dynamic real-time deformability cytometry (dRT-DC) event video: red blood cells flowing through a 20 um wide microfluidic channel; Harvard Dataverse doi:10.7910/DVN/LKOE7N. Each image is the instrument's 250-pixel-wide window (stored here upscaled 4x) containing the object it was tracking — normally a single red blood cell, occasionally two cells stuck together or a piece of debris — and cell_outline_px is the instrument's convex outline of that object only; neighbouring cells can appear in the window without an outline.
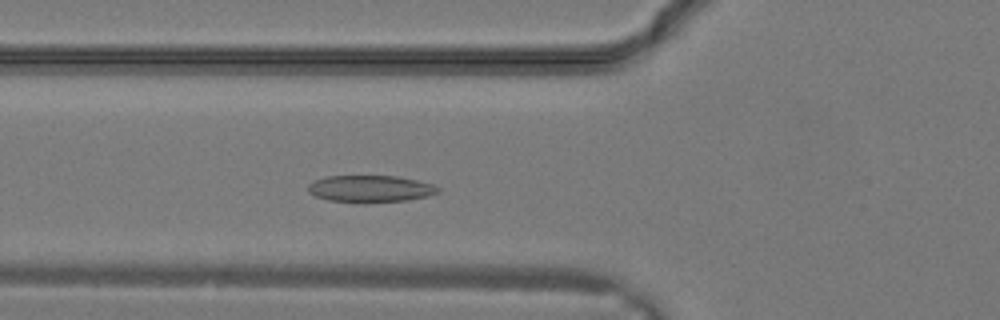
{"species": "common noctule bat (a hibernating species)", "species_latin": "Nyctalus noctula", "temperature_condition": "warm", "stored_images_in_passage": 17, "camera_frame_rate_fps": 3000, "um_per_image_px": 0.085, "animal": {"sex": "male", "body_mass_g": 19.2, "forearm_length_mm": 51.8}, "frame": {"image": 1, "passage_image": 9, "time_ms": 2.667, "image_size_px": [1000, 320], "cell_outline_px": [[440, 192], [428, 196], [408, 200], [328, 200], [316, 196], [308, 192], [308, 184], [312, 180], [328, 176], [396, 176], [416, 180], [432, 184], [440, 188]], "centroid_in_image_um": [31.48, 16.0], "position_along_channel_um": 94.3, "area_um2": 19.59}}
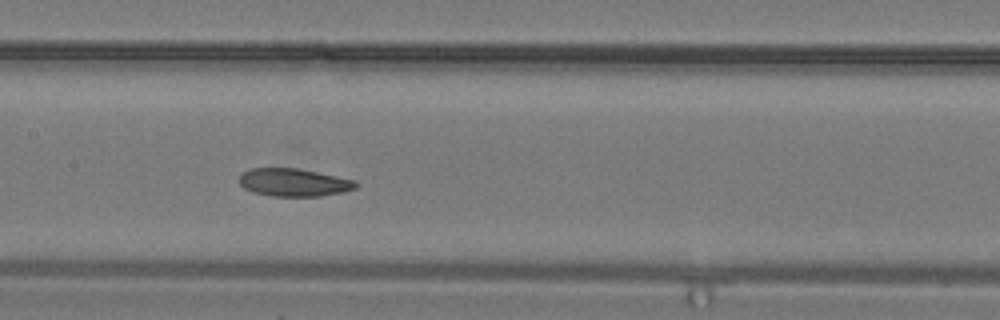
{"frame": {"image": 2, "passage_image": 13, "time_ms": 4.0, "image_size_px": [1000, 320], "cell_outline_px": [[360, 184], [356, 188], [344, 192], [320, 196], [272, 196], [252, 192], [244, 188], [240, 184], [240, 176], [248, 168], [296, 168], [356, 180]], "centroid_in_image_um": [25.0, 15.51], "position_along_channel_um": 182.4, "area_um2": 18.96}}
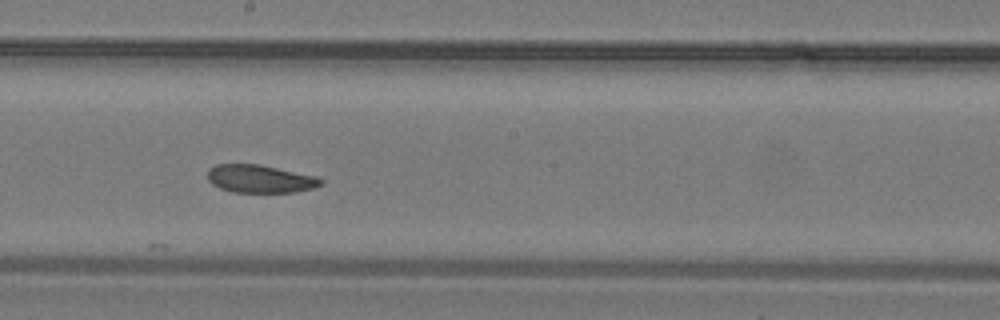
{"frame": {"image": 3, "passage_image": 15, "time_ms": 4.667, "image_size_px": [1000, 320], "cell_outline_px": [[324, 184], [312, 188], [296, 192], [232, 192], [220, 188], [212, 184], [208, 180], [208, 168], [216, 164], [260, 164], [316, 176], [324, 180]], "centroid_in_image_um": [22.11, 15.2], "position_along_channel_um": 226.1, "area_um2": 18.55}}